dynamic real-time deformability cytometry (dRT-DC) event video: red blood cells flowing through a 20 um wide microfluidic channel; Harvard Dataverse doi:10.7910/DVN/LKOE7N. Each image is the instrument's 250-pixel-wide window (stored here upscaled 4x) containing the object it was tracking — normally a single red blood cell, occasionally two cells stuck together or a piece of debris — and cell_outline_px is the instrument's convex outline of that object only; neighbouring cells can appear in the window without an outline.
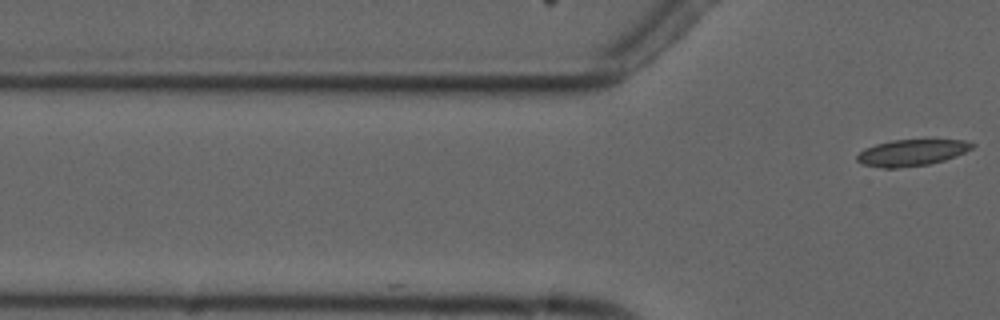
{"species": "common noctule bat (a hibernating species)", "species_latin": "Nyctalus noctula", "temperature_condition": "cold", "stored_images_in_passage": 3, "camera_frame_rate_fps": 3000, "um_per_image_px": 0.085, "animal": {"sex": "male", "forearm_length_mm": 52.5}, "frame": {"image": 1, "passage_image": 3, "time_ms": 2.333, "image_size_px": [1000, 320], "cell_outline_px": [[976, 144], [972, 148], [956, 156], [944, 160], [928, 164], [896, 168], [884, 168], [864, 164], [856, 160], [856, 156], [864, 148], [876, 144], [892, 140], [964, 140]], "centroid_in_image_um": [77.48, 12.97], "position_along_channel_um": 48.3, "area_um2": 17.51}}